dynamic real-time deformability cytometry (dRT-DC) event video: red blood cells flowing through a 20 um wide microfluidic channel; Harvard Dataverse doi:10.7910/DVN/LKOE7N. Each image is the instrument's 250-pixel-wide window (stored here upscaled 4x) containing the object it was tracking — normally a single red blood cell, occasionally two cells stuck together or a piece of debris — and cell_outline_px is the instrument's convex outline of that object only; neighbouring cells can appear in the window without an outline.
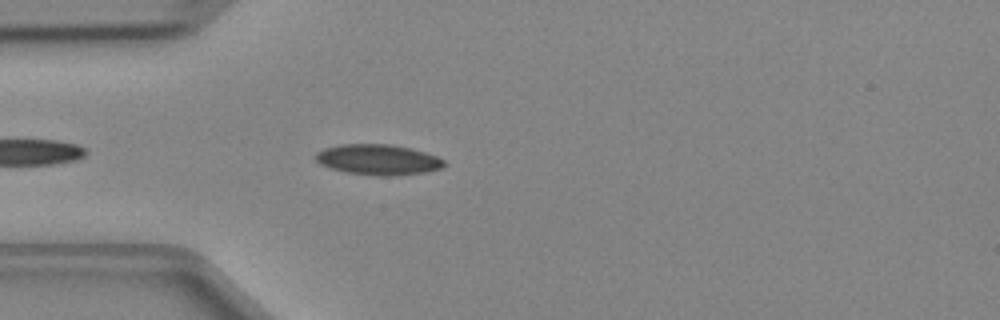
{"species": "Egyptian fruit bat (a non-hibernating species)", "species_latin": "Rousettus aegyptiacus", "temperature_condition": "cold", "stored_images_in_passage": 8, "camera_frame_rate_fps": 3000, "um_per_image_px": 0.085, "animal": {"sex": "female"}, "frame": {"image": 1, "passage_image": 4, "time_ms": 1.0, "image_size_px": [1000, 320], "cell_outline_px": [[448, 164], [444, 168], [424, 172], [396, 176], [376, 176], [348, 172], [328, 168], [320, 164], [316, 160], [316, 152], [324, 148], [340, 144], [392, 144], [412, 148], [436, 156], [444, 160]], "centroid_in_image_um": [32.16, 13.57], "position_along_channel_um": 52.8, "area_um2": 23.12}}